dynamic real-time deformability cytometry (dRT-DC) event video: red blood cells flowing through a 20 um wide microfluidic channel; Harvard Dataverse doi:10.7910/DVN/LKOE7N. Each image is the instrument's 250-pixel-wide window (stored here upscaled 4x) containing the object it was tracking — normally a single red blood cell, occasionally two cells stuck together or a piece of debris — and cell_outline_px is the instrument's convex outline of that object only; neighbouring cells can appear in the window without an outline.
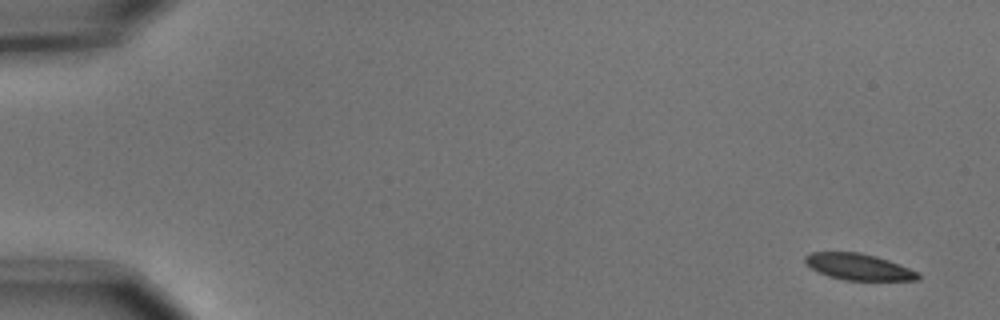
{"species": "common noctule bat (a hibernating species)", "species_latin": "Nyctalus noctula", "temperature_condition": "cold", "stored_images_in_passage": 5, "camera_frame_rate_fps": 3000, "um_per_image_px": 0.085, "animal": {"sex": "male", "body_mass_g": 15.6}, "frame": {"image": 1, "passage_image": 1, "time_ms": 0.0, "image_size_px": [1000, 320], "cell_outline_px": [[920, 280], [844, 280], [828, 276], [812, 268], [804, 260], [804, 256], [812, 252], [860, 252], [876, 256], [900, 264], [920, 272]], "centroid_in_image_um": [73.02, 22.68], "position_along_channel_um": 12.0, "area_um2": 17.34}}
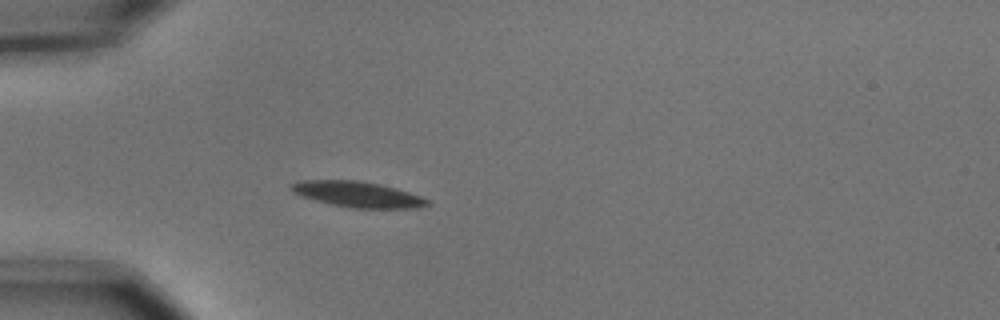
{"frame": {"image": 2, "passage_image": 5, "time_ms": 1.333, "image_size_px": [1000, 320], "cell_outline_px": [[432, 204], [416, 208], [352, 208], [332, 204], [316, 200], [292, 192], [288, 188], [292, 184], [300, 180], [356, 180], [380, 184], [396, 188], [420, 196], [428, 200]], "centroid_in_image_um": [30.41, 16.51], "position_along_channel_um": 54.6, "area_um2": 20.23}}